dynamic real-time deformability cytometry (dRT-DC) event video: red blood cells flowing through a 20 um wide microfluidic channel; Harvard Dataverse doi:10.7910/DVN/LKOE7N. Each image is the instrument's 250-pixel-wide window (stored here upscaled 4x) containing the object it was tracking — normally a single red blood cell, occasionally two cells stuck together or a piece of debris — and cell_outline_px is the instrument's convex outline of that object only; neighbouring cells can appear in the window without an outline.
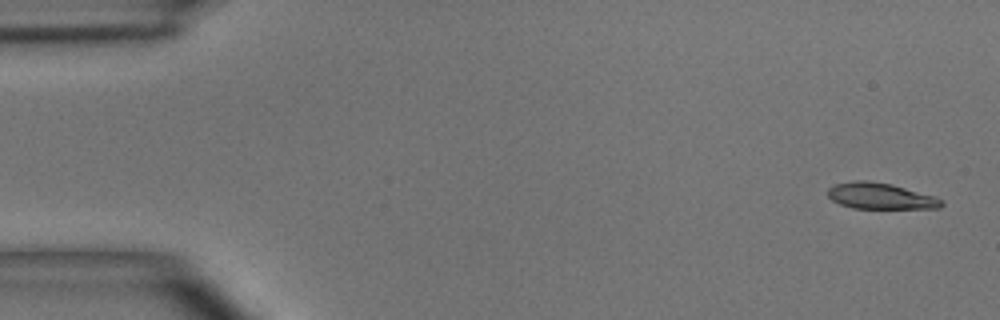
{"species": "common noctule bat (a hibernating species)", "species_latin": "Nyctalus noctula", "temperature_condition": "room temperature", "stored_images_in_passage": 5, "segment_of_instrument_passage": [1, 2], "camera_frame_rate_fps": 3000, "um_per_image_px": 0.085, "animal": {"sex": "male", "body_mass_g": 15.6}, "frame": {"image": 1, "passage_image": 1, "time_ms": 0.0, "image_size_px": [1000, 320], "cell_outline_px": [[944, 204], [940, 208], [852, 208], [840, 204], [832, 200], [828, 196], [828, 188], [836, 184], [856, 180], [868, 180], [892, 184], [936, 196], [944, 200]], "centroid_in_image_um": [74.87, 16.66], "position_along_channel_um": 10.1, "area_um2": 17.4}}
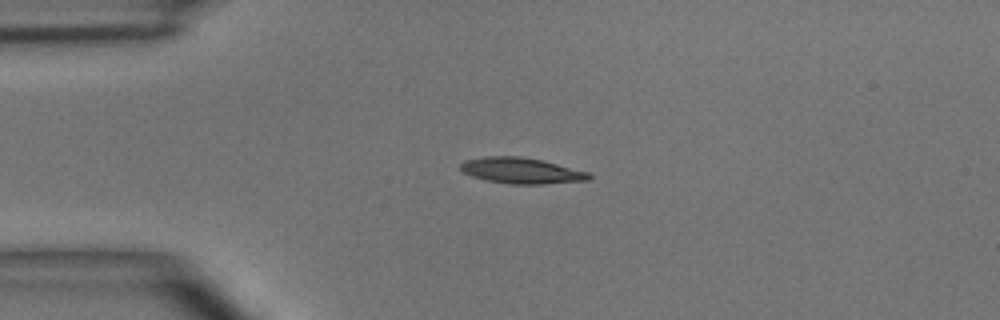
{"frame": {"image": 2, "passage_image": 4, "time_ms": 3.333, "image_size_px": [1000, 320], "cell_outline_px": [[592, 176], [588, 180], [544, 184], [512, 184], [484, 180], [472, 176], [464, 172], [460, 168], [460, 164], [464, 160], [484, 156], [520, 156], [540, 160], [588, 172]], "centroid_in_image_um": [44.27, 14.5], "position_along_channel_um": 40.7, "area_um2": 19.25}}